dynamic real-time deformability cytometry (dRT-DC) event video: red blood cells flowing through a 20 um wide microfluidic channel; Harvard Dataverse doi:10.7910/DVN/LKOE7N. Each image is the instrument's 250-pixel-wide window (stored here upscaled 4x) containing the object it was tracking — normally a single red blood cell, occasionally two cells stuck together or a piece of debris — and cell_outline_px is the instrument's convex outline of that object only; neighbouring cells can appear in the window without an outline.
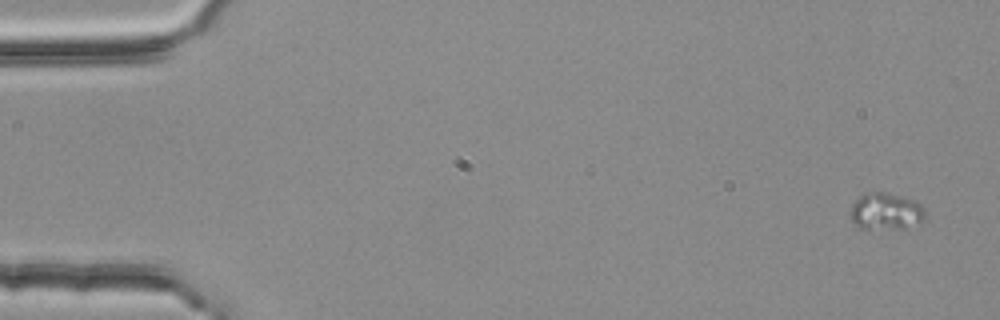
{"species": "common noctule bat (a hibernating species)", "species_latin": "Nyctalus noctula", "temperature_condition": "room temperature", "stored_images_in_passage": 4, "camera_frame_rate_fps": 3000, "um_per_image_px": 0.085, "animal": {"sex": "female", "body_mass_g": 25.1}, "frame": {"image": 1, "passage_image": 1, "time_ms": 0.0, "image_size_px": [1000, 320], "cell_outline_px": [[924, 220], [904, 228], [860, 228], [852, 220], [848, 212], [852, 204], [860, 196], [872, 192], [880, 192], [900, 196], [916, 200], [920, 204], [924, 212]], "centroid_in_image_um": [75.27, 17.96], "position_along_channel_um": 9.7, "area_um2": 15.78}}